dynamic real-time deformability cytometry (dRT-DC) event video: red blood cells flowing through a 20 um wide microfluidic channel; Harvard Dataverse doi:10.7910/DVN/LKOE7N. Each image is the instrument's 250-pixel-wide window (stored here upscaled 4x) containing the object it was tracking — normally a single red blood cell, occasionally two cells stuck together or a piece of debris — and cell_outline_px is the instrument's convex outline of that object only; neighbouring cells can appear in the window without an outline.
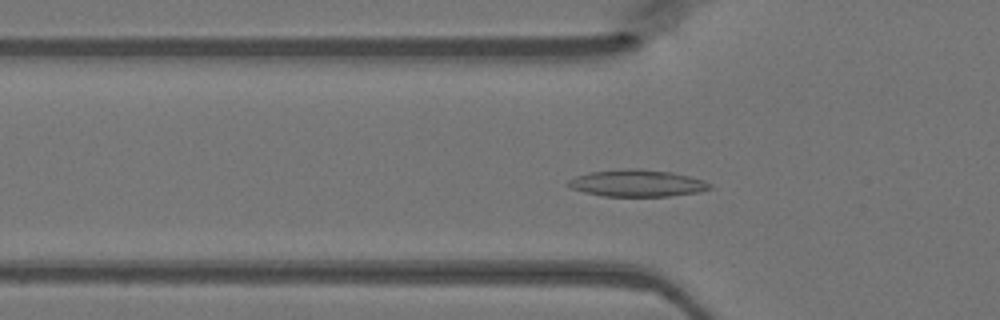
{"species": "Egyptian fruit bat (a non-hibernating species)", "species_latin": "Rousettus aegyptiacus", "temperature_condition": "warm", "stored_images_in_passage": 38, "camera_frame_rate_fps": 3000, "um_per_image_px": 0.085, "animal": {"sex": "female"}, "frame": {"image": 1, "passage_image": 5, "time_ms": 1.333, "image_size_px": [1000, 320], "cell_outline_px": [[712, 188], [700, 192], [668, 196], [604, 196], [584, 192], [572, 188], [568, 184], [568, 180], [576, 176], [588, 172], [628, 168], [636, 168], [672, 172], [704, 180], [712, 184]], "centroid_in_image_um": [54.18, 15.57], "position_along_channel_um": 71.6, "area_um2": 22.2}}
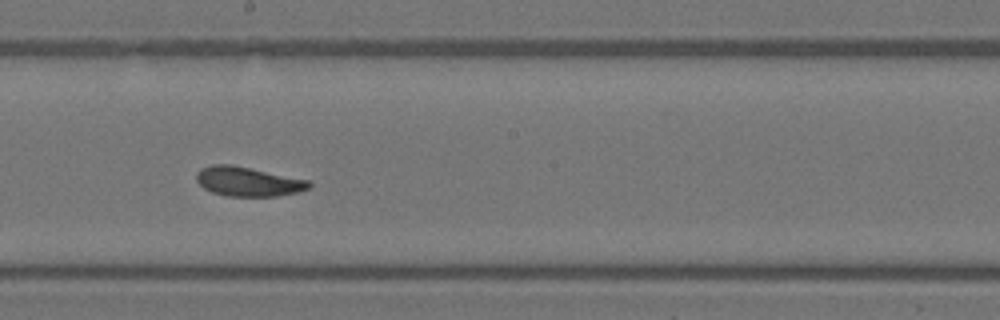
{"frame": {"image": 2, "passage_image": 16, "time_ms": 5.0, "image_size_px": [1000, 320], "cell_outline_px": [[312, 188], [296, 192], [276, 196], [228, 196], [212, 192], [204, 188], [196, 180], [196, 172], [200, 168], [212, 164], [232, 164], [308, 180], [312, 184]], "centroid_in_image_um": [21.06, 15.42], "position_along_channel_um": 227.1, "area_um2": 19.31}}
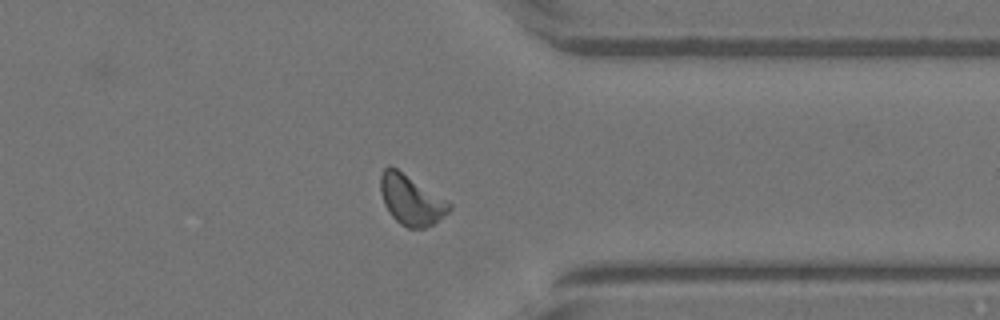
{"frame": {"image": 3, "passage_image": 27, "time_ms": 8.667, "image_size_px": [1000, 320], "cell_outline_px": [[452, 208], [448, 212], [432, 224], [424, 228], [408, 228], [400, 224], [388, 212], [384, 204], [380, 192], [380, 176], [384, 168], [388, 164], [396, 168], [452, 204]], "centroid_in_image_um": [34.9, 16.99], "position_along_channel_um": 376.5, "area_um2": 19.77}}